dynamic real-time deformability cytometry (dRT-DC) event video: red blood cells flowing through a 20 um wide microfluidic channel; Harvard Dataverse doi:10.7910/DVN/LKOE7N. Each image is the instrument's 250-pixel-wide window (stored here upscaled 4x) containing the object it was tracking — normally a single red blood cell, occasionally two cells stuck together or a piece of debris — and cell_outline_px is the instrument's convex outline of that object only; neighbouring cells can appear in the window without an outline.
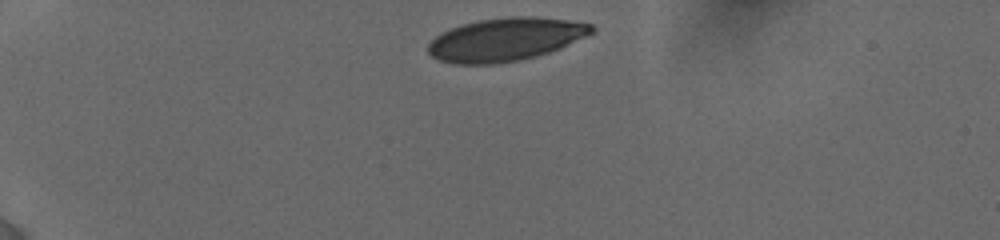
{"species": "human", "species_latin": "Homo sapiens", "temperature_condition": "cold", "stored_images_in_passage": 5, "camera_frame_rate_fps": 3000, "um_per_image_px": 0.085, "donor": {"sex": "female"}, "frame": {"image": 1, "passage_image": 1, "time_ms": 0.0, "image_size_px": [1000, 240], "cell_outline_px": [[596, 32], [560, 48], [536, 56], [520, 60], [496, 64], [452, 64], [440, 60], [432, 56], [428, 52], [428, 44], [440, 32], [464, 24], [480, 20], [512, 16], [536, 16], [592, 24], [596, 28]], "centroid_in_image_um": [42.98, 3.35], "position_along_channel_um": 42.0, "area_um2": 41.04}}
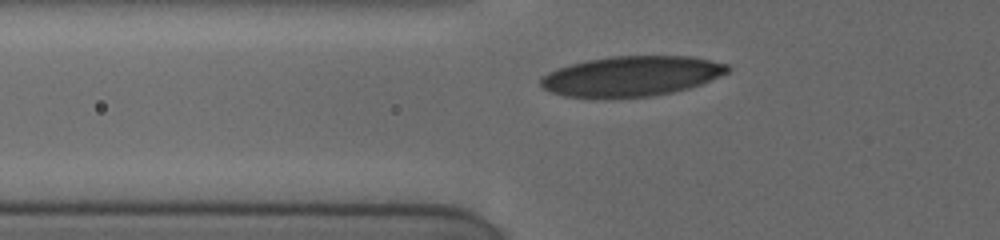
{"frame": {"image": 2, "passage_image": 4, "time_ms": 2.333, "image_size_px": [1000, 240], "cell_outline_px": [[732, 68], [728, 72], [720, 76], [700, 84], [688, 88], [672, 92], [652, 96], [564, 96], [548, 92], [540, 84], [540, 80], [548, 72], [556, 68], [568, 64], [584, 60], [612, 56], [692, 56], [728, 64]], "centroid_in_image_um": [53.68, 6.44], "position_along_channel_um": 72.1, "area_um2": 43.35}}